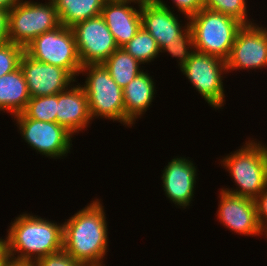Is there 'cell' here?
I'll use <instances>...</instances> for the list:
<instances>
[{
	"label": "cell",
	"mask_w": 267,
	"mask_h": 266,
	"mask_svg": "<svg viewBox=\"0 0 267 266\" xmlns=\"http://www.w3.org/2000/svg\"><path fill=\"white\" fill-rule=\"evenodd\" d=\"M104 209L96 198L63 222V249L86 266H105L109 238Z\"/></svg>",
	"instance_id": "1"
},
{
	"label": "cell",
	"mask_w": 267,
	"mask_h": 266,
	"mask_svg": "<svg viewBox=\"0 0 267 266\" xmlns=\"http://www.w3.org/2000/svg\"><path fill=\"white\" fill-rule=\"evenodd\" d=\"M23 213L15 217L7 230L9 257L37 261L63 249V223Z\"/></svg>",
	"instance_id": "2"
},
{
	"label": "cell",
	"mask_w": 267,
	"mask_h": 266,
	"mask_svg": "<svg viewBox=\"0 0 267 266\" xmlns=\"http://www.w3.org/2000/svg\"><path fill=\"white\" fill-rule=\"evenodd\" d=\"M229 172L236 189L221 188L229 193L255 199L267 186V145L261 141L248 140L240 149L220 159Z\"/></svg>",
	"instance_id": "3"
},
{
	"label": "cell",
	"mask_w": 267,
	"mask_h": 266,
	"mask_svg": "<svg viewBox=\"0 0 267 266\" xmlns=\"http://www.w3.org/2000/svg\"><path fill=\"white\" fill-rule=\"evenodd\" d=\"M195 51L226 61L238 30L243 26L233 17L207 8L189 18Z\"/></svg>",
	"instance_id": "4"
},
{
	"label": "cell",
	"mask_w": 267,
	"mask_h": 266,
	"mask_svg": "<svg viewBox=\"0 0 267 266\" xmlns=\"http://www.w3.org/2000/svg\"><path fill=\"white\" fill-rule=\"evenodd\" d=\"M81 73L87 75L82 87L88 98L92 121L104 118L125 125L123 89L113 80L103 63L84 65Z\"/></svg>",
	"instance_id": "5"
},
{
	"label": "cell",
	"mask_w": 267,
	"mask_h": 266,
	"mask_svg": "<svg viewBox=\"0 0 267 266\" xmlns=\"http://www.w3.org/2000/svg\"><path fill=\"white\" fill-rule=\"evenodd\" d=\"M60 25L58 12L52 0L45 4L22 0L9 11V41L25 48L37 36Z\"/></svg>",
	"instance_id": "6"
},
{
	"label": "cell",
	"mask_w": 267,
	"mask_h": 266,
	"mask_svg": "<svg viewBox=\"0 0 267 266\" xmlns=\"http://www.w3.org/2000/svg\"><path fill=\"white\" fill-rule=\"evenodd\" d=\"M31 58L65 69L75 80L80 75V62L74 33L71 28L60 25L37 36L25 48Z\"/></svg>",
	"instance_id": "7"
},
{
	"label": "cell",
	"mask_w": 267,
	"mask_h": 266,
	"mask_svg": "<svg viewBox=\"0 0 267 266\" xmlns=\"http://www.w3.org/2000/svg\"><path fill=\"white\" fill-rule=\"evenodd\" d=\"M180 71L205 102L215 110L223 109L226 97L223 78L228 74L226 61L195 51Z\"/></svg>",
	"instance_id": "8"
},
{
	"label": "cell",
	"mask_w": 267,
	"mask_h": 266,
	"mask_svg": "<svg viewBox=\"0 0 267 266\" xmlns=\"http://www.w3.org/2000/svg\"><path fill=\"white\" fill-rule=\"evenodd\" d=\"M13 117L22 139L36 153L52 159L65 158L70 153L74 136L64 126L28 118L23 112Z\"/></svg>",
	"instance_id": "9"
},
{
	"label": "cell",
	"mask_w": 267,
	"mask_h": 266,
	"mask_svg": "<svg viewBox=\"0 0 267 266\" xmlns=\"http://www.w3.org/2000/svg\"><path fill=\"white\" fill-rule=\"evenodd\" d=\"M71 29L82 66L101 64L118 48L101 15L83 20Z\"/></svg>",
	"instance_id": "10"
},
{
	"label": "cell",
	"mask_w": 267,
	"mask_h": 266,
	"mask_svg": "<svg viewBox=\"0 0 267 266\" xmlns=\"http://www.w3.org/2000/svg\"><path fill=\"white\" fill-rule=\"evenodd\" d=\"M257 24L243 25L238 30L226 60L228 73L267 68V29Z\"/></svg>",
	"instance_id": "11"
},
{
	"label": "cell",
	"mask_w": 267,
	"mask_h": 266,
	"mask_svg": "<svg viewBox=\"0 0 267 266\" xmlns=\"http://www.w3.org/2000/svg\"><path fill=\"white\" fill-rule=\"evenodd\" d=\"M220 190L217 220L219 219V222L232 233L234 231L238 235L252 237L264 235L266 238L257 219L255 201L223 189Z\"/></svg>",
	"instance_id": "12"
},
{
	"label": "cell",
	"mask_w": 267,
	"mask_h": 266,
	"mask_svg": "<svg viewBox=\"0 0 267 266\" xmlns=\"http://www.w3.org/2000/svg\"><path fill=\"white\" fill-rule=\"evenodd\" d=\"M164 0H142L141 26L156 40L160 51L179 40L190 28L189 20L182 26L178 15Z\"/></svg>",
	"instance_id": "13"
},
{
	"label": "cell",
	"mask_w": 267,
	"mask_h": 266,
	"mask_svg": "<svg viewBox=\"0 0 267 266\" xmlns=\"http://www.w3.org/2000/svg\"><path fill=\"white\" fill-rule=\"evenodd\" d=\"M27 83L30 97L61 93L77 82L65 69L39 62L25 52L19 64Z\"/></svg>",
	"instance_id": "14"
},
{
	"label": "cell",
	"mask_w": 267,
	"mask_h": 266,
	"mask_svg": "<svg viewBox=\"0 0 267 266\" xmlns=\"http://www.w3.org/2000/svg\"><path fill=\"white\" fill-rule=\"evenodd\" d=\"M197 171L193 160L183 156L172 158L164 167L161 175L162 189L176 207L186 209L194 201Z\"/></svg>",
	"instance_id": "15"
},
{
	"label": "cell",
	"mask_w": 267,
	"mask_h": 266,
	"mask_svg": "<svg viewBox=\"0 0 267 266\" xmlns=\"http://www.w3.org/2000/svg\"><path fill=\"white\" fill-rule=\"evenodd\" d=\"M141 2L142 0H107L105 2L101 16L118 47L127 44L141 28ZM131 3L137 4V7Z\"/></svg>",
	"instance_id": "16"
},
{
	"label": "cell",
	"mask_w": 267,
	"mask_h": 266,
	"mask_svg": "<svg viewBox=\"0 0 267 266\" xmlns=\"http://www.w3.org/2000/svg\"><path fill=\"white\" fill-rule=\"evenodd\" d=\"M77 84L73 83L58 93L57 103L56 123L73 135L83 132L92 123L86 92L80 83Z\"/></svg>",
	"instance_id": "17"
},
{
	"label": "cell",
	"mask_w": 267,
	"mask_h": 266,
	"mask_svg": "<svg viewBox=\"0 0 267 266\" xmlns=\"http://www.w3.org/2000/svg\"><path fill=\"white\" fill-rule=\"evenodd\" d=\"M152 77L143 70L123 88L125 127L135 125L136 119L142 118L152 105L156 97V83Z\"/></svg>",
	"instance_id": "18"
},
{
	"label": "cell",
	"mask_w": 267,
	"mask_h": 266,
	"mask_svg": "<svg viewBox=\"0 0 267 266\" xmlns=\"http://www.w3.org/2000/svg\"><path fill=\"white\" fill-rule=\"evenodd\" d=\"M30 98L20 66L0 77V111H6L11 116L22 113Z\"/></svg>",
	"instance_id": "19"
},
{
	"label": "cell",
	"mask_w": 267,
	"mask_h": 266,
	"mask_svg": "<svg viewBox=\"0 0 267 266\" xmlns=\"http://www.w3.org/2000/svg\"><path fill=\"white\" fill-rule=\"evenodd\" d=\"M107 0H52L60 23L68 28L83 20L101 15Z\"/></svg>",
	"instance_id": "20"
},
{
	"label": "cell",
	"mask_w": 267,
	"mask_h": 266,
	"mask_svg": "<svg viewBox=\"0 0 267 266\" xmlns=\"http://www.w3.org/2000/svg\"><path fill=\"white\" fill-rule=\"evenodd\" d=\"M103 65L122 89L144 70L142 69L144 66H141L142 64L122 47H118Z\"/></svg>",
	"instance_id": "21"
},
{
	"label": "cell",
	"mask_w": 267,
	"mask_h": 266,
	"mask_svg": "<svg viewBox=\"0 0 267 266\" xmlns=\"http://www.w3.org/2000/svg\"><path fill=\"white\" fill-rule=\"evenodd\" d=\"M122 48L144 65L155 61L154 59L161 55L156 40L142 26Z\"/></svg>",
	"instance_id": "22"
},
{
	"label": "cell",
	"mask_w": 267,
	"mask_h": 266,
	"mask_svg": "<svg viewBox=\"0 0 267 266\" xmlns=\"http://www.w3.org/2000/svg\"><path fill=\"white\" fill-rule=\"evenodd\" d=\"M58 93L31 97L23 113L31 119L56 123Z\"/></svg>",
	"instance_id": "23"
},
{
	"label": "cell",
	"mask_w": 267,
	"mask_h": 266,
	"mask_svg": "<svg viewBox=\"0 0 267 266\" xmlns=\"http://www.w3.org/2000/svg\"><path fill=\"white\" fill-rule=\"evenodd\" d=\"M247 0H204V8L233 17L243 25L254 23L248 18Z\"/></svg>",
	"instance_id": "24"
},
{
	"label": "cell",
	"mask_w": 267,
	"mask_h": 266,
	"mask_svg": "<svg viewBox=\"0 0 267 266\" xmlns=\"http://www.w3.org/2000/svg\"><path fill=\"white\" fill-rule=\"evenodd\" d=\"M166 52L171 57L177 58L178 66L181 68L191 58V55L195 52V46L193 42V33L189 28L176 42L167 44L160 53Z\"/></svg>",
	"instance_id": "25"
},
{
	"label": "cell",
	"mask_w": 267,
	"mask_h": 266,
	"mask_svg": "<svg viewBox=\"0 0 267 266\" xmlns=\"http://www.w3.org/2000/svg\"><path fill=\"white\" fill-rule=\"evenodd\" d=\"M24 48L13 42L0 44V77L19 67Z\"/></svg>",
	"instance_id": "26"
},
{
	"label": "cell",
	"mask_w": 267,
	"mask_h": 266,
	"mask_svg": "<svg viewBox=\"0 0 267 266\" xmlns=\"http://www.w3.org/2000/svg\"><path fill=\"white\" fill-rule=\"evenodd\" d=\"M38 266H86L82 262L75 260L64 249L48 254L39 258L37 261Z\"/></svg>",
	"instance_id": "27"
},
{
	"label": "cell",
	"mask_w": 267,
	"mask_h": 266,
	"mask_svg": "<svg viewBox=\"0 0 267 266\" xmlns=\"http://www.w3.org/2000/svg\"><path fill=\"white\" fill-rule=\"evenodd\" d=\"M177 7L178 12L184 15V20H189L190 17L196 15L204 8V0H171Z\"/></svg>",
	"instance_id": "28"
},
{
	"label": "cell",
	"mask_w": 267,
	"mask_h": 266,
	"mask_svg": "<svg viewBox=\"0 0 267 266\" xmlns=\"http://www.w3.org/2000/svg\"><path fill=\"white\" fill-rule=\"evenodd\" d=\"M256 205L257 219L261 229L267 235V186L254 199Z\"/></svg>",
	"instance_id": "29"
},
{
	"label": "cell",
	"mask_w": 267,
	"mask_h": 266,
	"mask_svg": "<svg viewBox=\"0 0 267 266\" xmlns=\"http://www.w3.org/2000/svg\"><path fill=\"white\" fill-rule=\"evenodd\" d=\"M8 19H9V11L4 8H0V44L9 41Z\"/></svg>",
	"instance_id": "30"
},
{
	"label": "cell",
	"mask_w": 267,
	"mask_h": 266,
	"mask_svg": "<svg viewBox=\"0 0 267 266\" xmlns=\"http://www.w3.org/2000/svg\"><path fill=\"white\" fill-rule=\"evenodd\" d=\"M4 266H38L35 260H20L8 257Z\"/></svg>",
	"instance_id": "31"
},
{
	"label": "cell",
	"mask_w": 267,
	"mask_h": 266,
	"mask_svg": "<svg viewBox=\"0 0 267 266\" xmlns=\"http://www.w3.org/2000/svg\"><path fill=\"white\" fill-rule=\"evenodd\" d=\"M8 257L9 255H8L6 237L4 239L1 237L0 238V266H4Z\"/></svg>",
	"instance_id": "32"
},
{
	"label": "cell",
	"mask_w": 267,
	"mask_h": 266,
	"mask_svg": "<svg viewBox=\"0 0 267 266\" xmlns=\"http://www.w3.org/2000/svg\"><path fill=\"white\" fill-rule=\"evenodd\" d=\"M22 0H0V8L10 11L16 4Z\"/></svg>",
	"instance_id": "33"
}]
</instances>
